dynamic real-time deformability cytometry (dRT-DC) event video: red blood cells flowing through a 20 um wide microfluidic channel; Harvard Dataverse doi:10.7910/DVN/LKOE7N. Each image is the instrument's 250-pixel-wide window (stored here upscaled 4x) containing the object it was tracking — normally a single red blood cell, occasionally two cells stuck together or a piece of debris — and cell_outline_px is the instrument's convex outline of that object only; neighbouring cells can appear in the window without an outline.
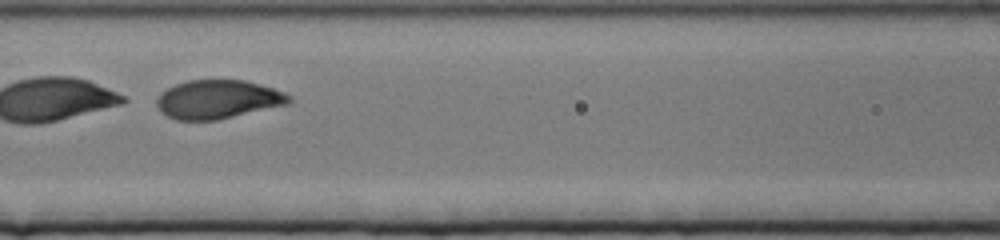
{"species": "human", "species_latin": "Homo sapiens", "temperature_condition": "cold", "stored_images_in_passage": 71, "segment_of_instrument_passage": [2, 2], "camera_frame_rate_fps": 3000, "um_per_image_px": 0.085, "donor": {"sex": "female"}, "frame": {"image": 1, "passage_image": 24, "time_ms": 7.667, "image_size_px": [1000, 240], "cell_outline_px": [[292, 100], [288, 104], [216, 120], [176, 120], [168, 116], [156, 104], [156, 100], [160, 92], [176, 84], [188, 80], [244, 80], [272, 88], [284, 92], [292, 96]], "centroid_in_image_um": [18.53, 8.44], "position_along_channel_um": 148.1, "area_um2": 29.59}}